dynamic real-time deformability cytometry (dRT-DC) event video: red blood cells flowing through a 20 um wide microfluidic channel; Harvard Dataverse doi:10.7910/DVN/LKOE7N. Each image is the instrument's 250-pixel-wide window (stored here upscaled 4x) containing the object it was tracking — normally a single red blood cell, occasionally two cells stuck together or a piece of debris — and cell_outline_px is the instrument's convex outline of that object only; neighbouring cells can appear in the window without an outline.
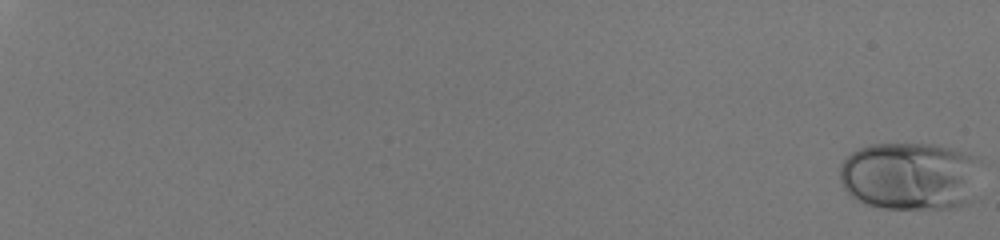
{"species": "human", "species_latin": "Homo sapiens", "temperature_condition": "room temperature", "stored_images_in_passage": 52, "camera_frame_rate_fps": 3000, "um_per_image_px": 0.085, "donor": {"sex": "male"}, "frame": {"image": 1, "passage_image": 1, "time_ms": 0.0, "image_size_px": [1000, 240], "cell_outline_px": [[972, 200], [968, 204], [948, 208], [884, 208], [868, 204], [852, 196], [844, 188], [840, 180], [840, 164], [852, 152], [860, 148], [872, 144], [932, 144], [952, 148], [972, 156]], "centroid_in_image_um": [77.23, 14.97], "position_along_channel_um": 7.8, "area_um2": 54.62}}
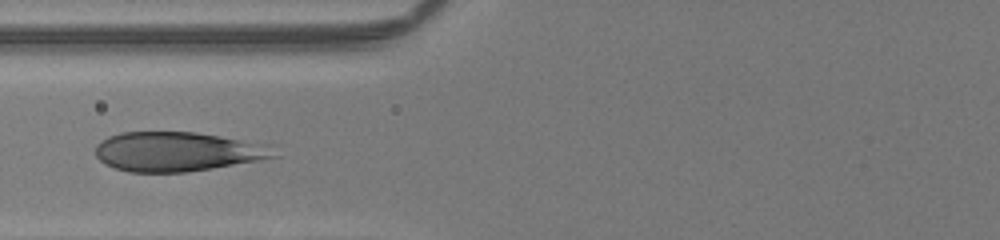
{"frame": {"image": 2, "passage_image": 30, "time_ms": 9.667, "image_size_px": [1000, 240], "cell_outline_px": [[280, 156], [260, 160], [188, 172], [128, 172], [104, 164], [96, 156], [96, 144], [108, 136], [120, 132], [196, 132], [268, 144]], "centroid_in_image_um": [15.07, 12.88], "position_along_channel_um": 110.7, "area_um2": 41.1}}
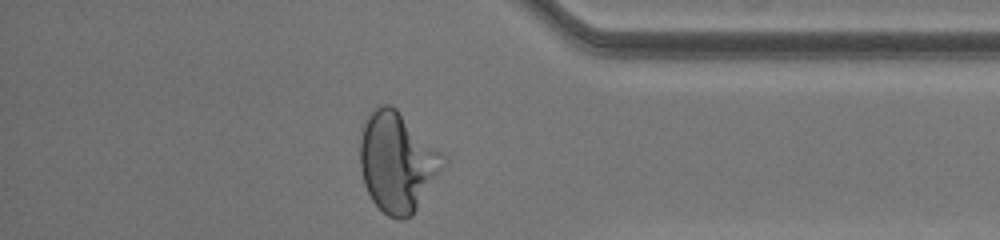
{"frame": {"image": 3, "passage_image": 52, "time_ms": 17.0, "image_size_px": [1000, 240], "cell_outline_px": [[436, 172], [412, 216], [404, 220], [396, 220], [388, 216], [372, 200], [364, 184], [360, 168], [360, 128], [364, 120], [380, 104], [392, 104], [396, 108]], "centroid_in_image_um": [33.41, 13.88], "position_along_channel_um": 401.8, "area_um2": 42.71}, "authors_computed_cell_mechanics": {"area_um2": 45.1129, "velocity_mm_per_s": 4.077, "shape_relaxation_time_tau1_ms": 3.6853, "shape_relaxation_time_tau2_ms": null, "deformation_change_tau1": 0.1989, "deformation_change_tau2": null}}